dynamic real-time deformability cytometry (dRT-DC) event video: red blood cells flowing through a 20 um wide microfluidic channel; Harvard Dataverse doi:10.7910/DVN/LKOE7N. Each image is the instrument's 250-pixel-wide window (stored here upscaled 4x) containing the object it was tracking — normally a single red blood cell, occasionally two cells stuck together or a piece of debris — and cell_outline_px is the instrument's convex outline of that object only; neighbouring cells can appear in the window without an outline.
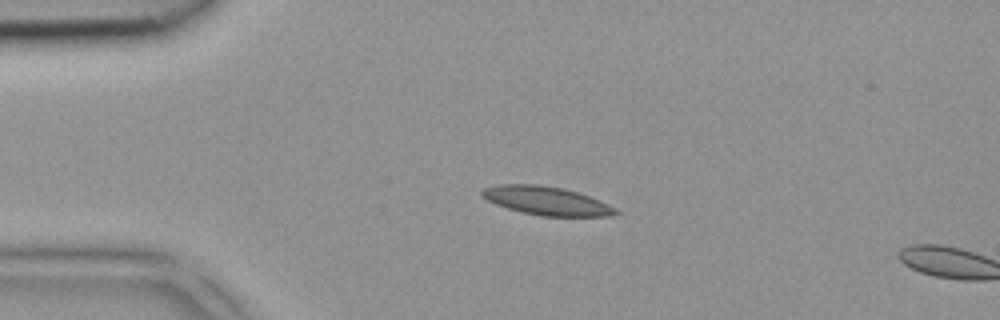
{"species": "common noctule bat (a hibernating species)", "species_latin": "Nyctalus noctula", "temperature_condition": "room temperature", "stored_images_in_passage": 5, "camera_frame_rate_fps": 3000, "um_per_image_px": 0.085, "animal": {"sex": "female", "body_mass_g": 18.4}, "frame": {"image": 1, "passage_image": 4, "time_ms": 1.0, "image_size_px": [1000, 320], "cell_outline_px": [[620, 212], [612, 216], [540, 216], [508, 208], [496, 204], [480, 196], [480, 192], [484, 188], [500, 184], [540, 184], [564, 188], [600, 200], [616, 208]], "centroid_in_image_um": [46.46, 17.06], "position_along_channel_um": 38.5, "area_um2": 22.2}}